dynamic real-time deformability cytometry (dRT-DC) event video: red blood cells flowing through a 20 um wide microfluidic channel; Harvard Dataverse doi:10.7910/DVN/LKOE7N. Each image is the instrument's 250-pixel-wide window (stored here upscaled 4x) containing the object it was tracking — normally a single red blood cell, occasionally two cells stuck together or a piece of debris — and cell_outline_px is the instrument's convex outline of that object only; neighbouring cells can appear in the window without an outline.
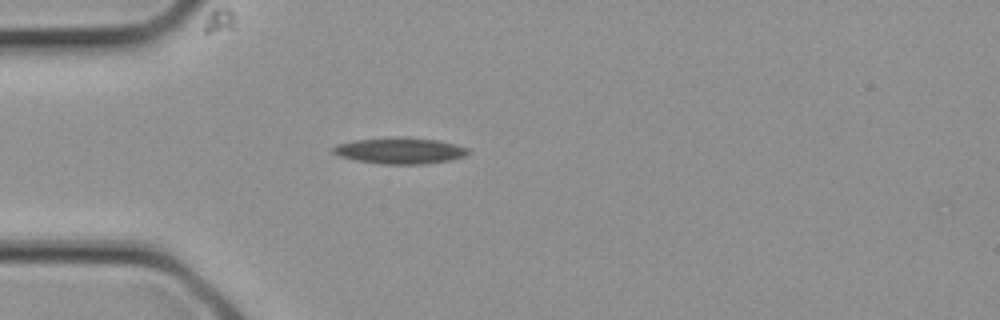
{"species": "common noctule bat (a hibernating species)", "species_latin": "Nyctalus noctula", "temperature_condition": "cold", "stored_images_in_passage": 2, "camera_frame_rate_fps": 3000, "um_per_image_px": 0.085, "animal": {"sex": "female", "body_mass_g": 21.9}, "frame": {"image": 1, "passage_image": 2, "time_ms": 0.333, "image_size_px": [1000, 320], "cell_outline_px": [[472, 152], [464, 156], [452, 160], [428, 164], [380, 164], [356, 160], [336, 156], [332, 152], [332, 148], [336, 144], [356, 140], [392, 136], [404, 136], [440, 140], [456, 144], [468, 148]], "centroid_in_image_um": [34.01, 12.8], "position_along_channel_um": 51.0, "area_um2": 21.21}}